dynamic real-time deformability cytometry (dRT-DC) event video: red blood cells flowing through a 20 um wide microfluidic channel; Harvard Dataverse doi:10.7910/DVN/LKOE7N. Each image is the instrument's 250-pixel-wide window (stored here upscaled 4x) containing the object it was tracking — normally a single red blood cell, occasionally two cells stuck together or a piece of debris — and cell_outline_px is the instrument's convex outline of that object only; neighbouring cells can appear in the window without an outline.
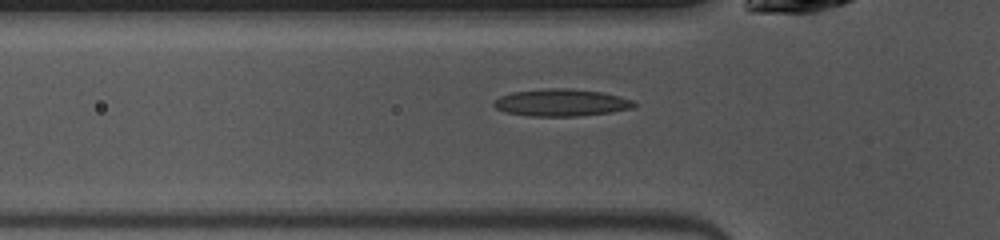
{"species": "common noctule bat (a hibernating species)", "species_latin": "Nyctalus noctula", "temperature_condition": "warm", "stored_images_in_passage": 34, "camera_frame_rate_fps": 3000, "um_per_image_px": 0.085, "animal": {"sex": "female", "body_mass_g": 10.0, "forearm_length_mm": 53.1}, "frame": {"image": 1, "passage_image": 7, "time_ms": 2.0, "image_size_px": [1000, 240], "cell_outline_px": [[636, 108], [612, 112], [576, 116], [528, 116], [504, 112], [496, 108], [492, 104], [500, 96], [512, 92], [548, 88], [568, 88], [604, 92], [620, 96], [632, 100], [636, 104]], "centroid_in_image_um": [47.73, 8.72], "position_along_channel_um": 78.1, "area_um2": 22.37}}
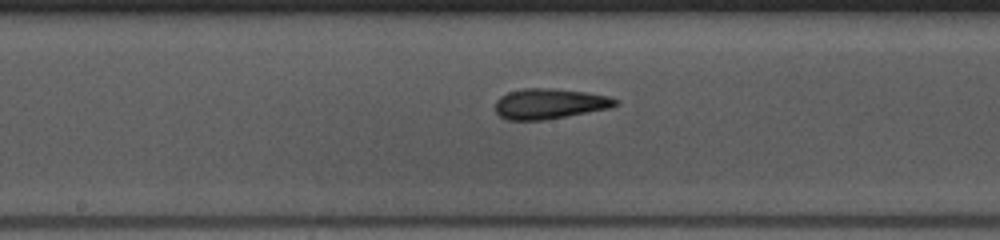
{"frame": {"image": 2, "passage_image": 16, "time_ms": 5.0, "image_size_px": [1000, 240], "cell_outline_px": [[620, 104], [608, 108], [564, 116], [540, 120], [508, 120], [500, 116], [496, 112], [496, 100], [500, 96], [508, 92], [524, 88], [552, 88], [588, 92], [608, 96], [616, 100]], "centroid_in_image_um": [46.68, 8.8], "position_along_channel_um": 201.5, "area_um2": 21.04}}
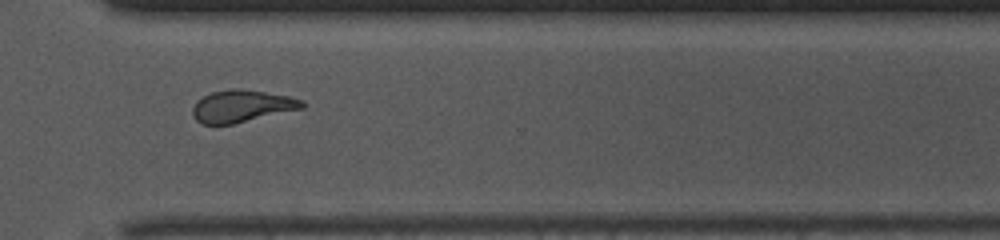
{"frame": {"image": 3, "passage_image": 27, "time_ms": 8.667, "image_size_px": [1000, 240], "cell_outline_px": [[304, 108], [232, 124], [204, 124], [196, 120], [192, 112], [192, 108], [196, 100], [212, 92], [232, 88], [236, 88], [264, 92], [288, 96], [304, 100]], "centroid_in_image_um": [20.54, 9.02], "position_along_channel_um": 350.1, "area_um2": 20.35}}